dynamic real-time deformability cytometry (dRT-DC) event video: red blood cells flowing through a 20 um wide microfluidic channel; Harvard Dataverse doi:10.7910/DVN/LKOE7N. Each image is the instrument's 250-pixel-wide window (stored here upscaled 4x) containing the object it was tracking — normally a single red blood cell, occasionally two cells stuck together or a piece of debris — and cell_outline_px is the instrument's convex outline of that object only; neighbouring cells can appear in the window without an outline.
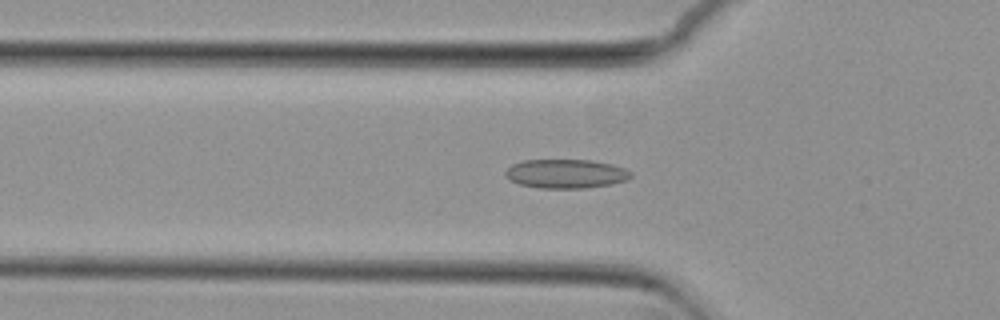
{"species": "common noctule bat (a hibernating species)", "species_latin": "Nyctalus noctula", "temperature_condition": "cold", "stored_images_in_passage": 53, "camera_frame_rate_fps": 3000, "um_per_image_px": 0.085, "animal": {"sex": "female", "body_mass_g": 29.2, "forearm_length_mm": 56.3}, "frame": {"image": 1, "passage_image": 16, "time_ms": 5.0, "image_size_px": [1000, 320], "cell_outline_px": [[632, 176], [628, 180], [612, 184], [584, 188], [540, 188], [520, 184], [508, 180], [504, 176], [504, 172], [512, 164], [524, 160], [592, 160], [612, 164], [624, 168], [632, 172]], "centroid_in_image_um": [48.1, 14.77], "position_along_channel_um": 77.7, "area_um2": 21.39}}
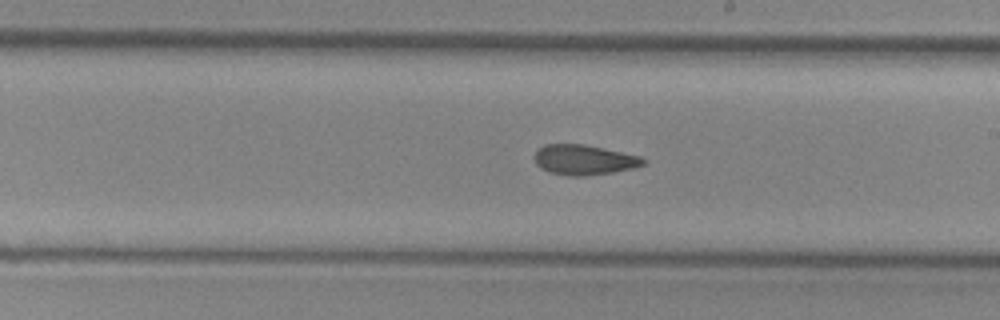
{"frame": {"image": 2, "passage_image": 29, "time_ms": 9.333, "image_size_px": [1000, 320], "cell_outline_px": [[648, 160], [644, 164], [632, 168], [612, 172], [584, 176], [568, 176], [548, 172], [540, 168], [536, 164], [532, 156], [544, 144], [584, 144], [640, 156]], "centroid_in_image_um": [49.6, 13.59], "position_along_channel_um": 239.4, "area_um2": 19.13}}
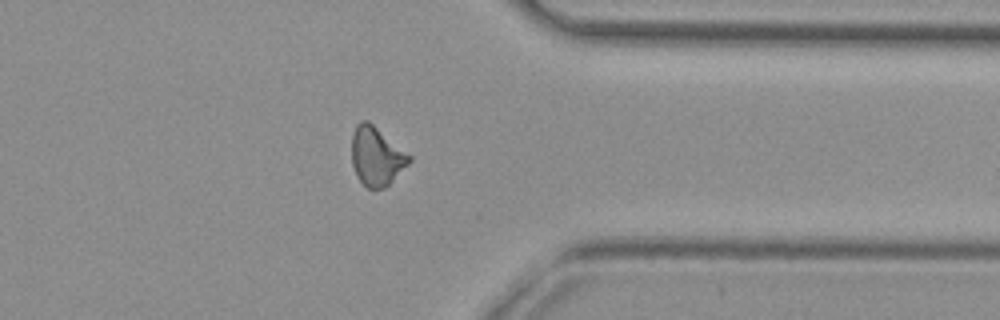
{"frame": {"image": 3, "passage_image": 41, "time_ms": 13.333, "image_size_px": [1000, 320], "cell_outline_px": [[412, 160], [384, 188], [368, 188], [356, 176], [352, 164], [352, 132], [356, 124], [360, 120], [368, 120], [412, 156]], "centroid_in_image_um": [31.98, 13.25], "position_along_channel_um": 379.4, "area_um2": 19.59}, "authors_computed_cell_mechanics": {"area_um2": 19.4786, "velocity_mm_per_s": 3.716, "shape_relaxation_time_tau1_ms": null, "shape_relaxation_time_tau2_ms": 3.3384, "deformation_change_tau1": null, "deformation_change_tau2": 0.1001}}